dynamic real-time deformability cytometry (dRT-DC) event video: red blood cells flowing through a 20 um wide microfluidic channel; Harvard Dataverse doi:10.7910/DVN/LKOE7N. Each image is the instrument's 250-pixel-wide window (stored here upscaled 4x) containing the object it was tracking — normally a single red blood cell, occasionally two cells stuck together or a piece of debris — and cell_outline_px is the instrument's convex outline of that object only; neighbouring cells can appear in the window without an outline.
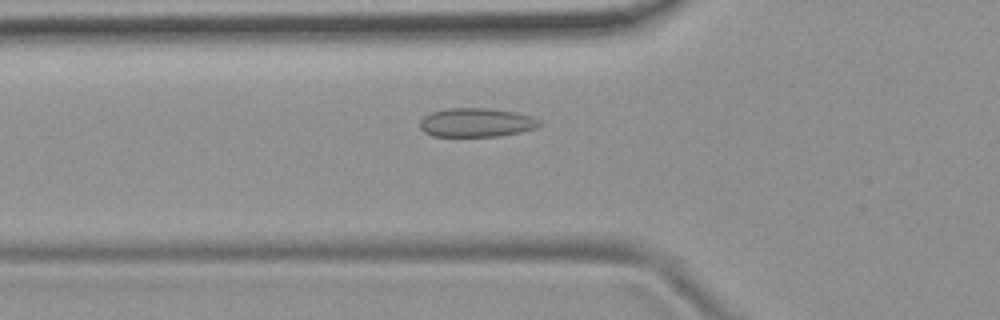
{"species": "common noctule bat (a hibernating species)", "species_latin": "Nyctalus noctula", "temperature_condition": "room temperature", "stored_images_in_passage": 54, "camera_frame_rate_fps": 3000, "um_per_image_px": 0.085, "animal": {"sex": "female", "body_mass_g": 19.9}, "frame": {"image": 1, "passage_image": 19, "time_ms": 6.0, "image_size_px": [1000, 320], "cell_outline_px": [[544, 124], [536, 128], [520, 132], [500, 136], [432, 136], [424, 132], [420, 128], [420, 120], [424, 116], [432, 112], [448, 108], [488, 108], [516, 112], [532, 116], [540, 120]], "centroid_in_image_um": [40.52, 10.41], "position_along_channel_um": 85.3, "area_um2": 20.29}}
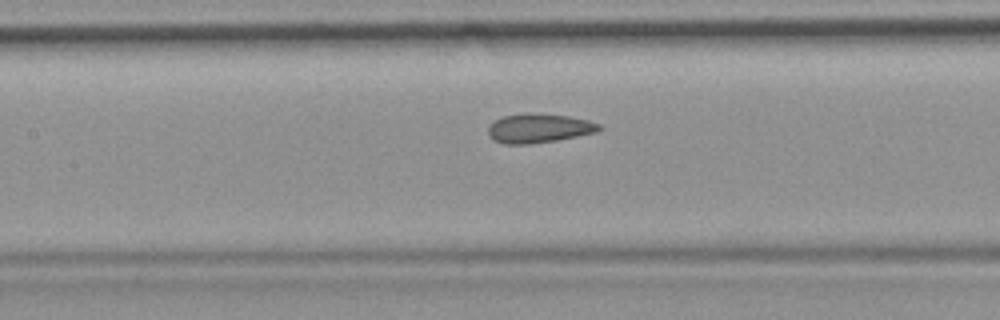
{"frame": {"image": 2, "passage_image": 25, "time_ms": 8.0, "image_size_px": [1000, 320], "cell_outline_px": [[604, 128], [596, 132], [556, 140], [528, 144], [504, 144], [488, 136], [488, 124], [504, 116], [524, 112], [568, 116], [588, 120], [600, 124]], "centroid_in_image_um": [45.79, 10.89], "position_along_channel_um": 161.6, "area_um2": 18.84}}
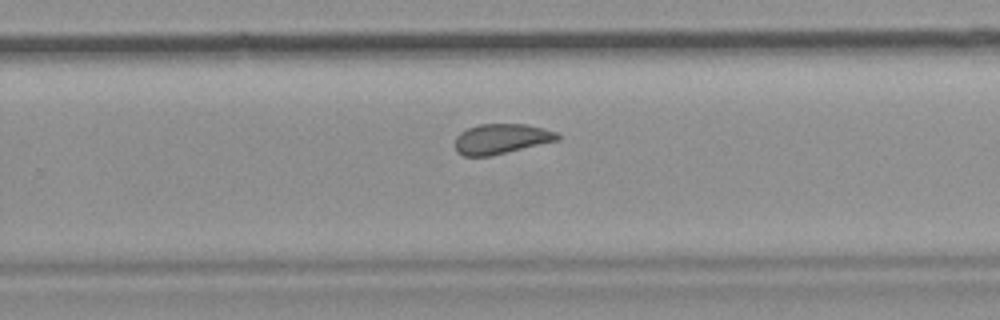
{"frame": {"image": 3, "passage_image": 35, "time_ms": 11.333, "image_size_px": [1000, 320], "cell_outline_px": [[560, 140], [488, 156], [464, 156], [456, 152], [456, 136], [460, 132], [468, 128], [480, 124], [524, 124], [544, 128], [556, 132], [560, 136]], "centroid_in_image_um": [42.61, 11.8], "position_along_channel_um": 287.2, "area_um2": 17.86}, "authors_computed_cell_mechanics": {"area_um2": 19.6231, "velocity_mm_per_s": 3.7928, "shape_relaxation_time_tau1_ms": null, "shape_relaxation_time_tau2_ms": 1.1483, "deformation_change_tau1": null, "deformation_change_tau2": 0.0605}}